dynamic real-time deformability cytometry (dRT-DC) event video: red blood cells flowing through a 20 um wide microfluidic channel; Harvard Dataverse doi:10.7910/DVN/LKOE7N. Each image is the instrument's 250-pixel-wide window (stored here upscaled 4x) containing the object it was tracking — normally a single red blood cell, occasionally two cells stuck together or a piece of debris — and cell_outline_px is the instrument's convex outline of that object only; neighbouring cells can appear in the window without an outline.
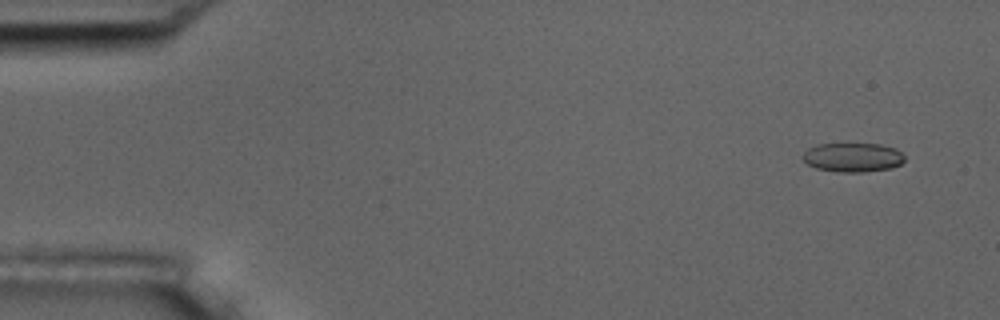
{"species": "common noctule bat (a hibernating species)", "species_latin": "Nyctalus noctula", "temperature_condition": "room temperature", "stored_images_in_passage": 5, "camera_frame_rate_fps": 3000, "um_per_image_px": 0.085, "animal": {"sex": "male", "body_mass_g": 17.5, "forearm_length_mm": 52.3}, "frame": {"image": 1, "passage_image": 1, "time_ms": 0.0, "image_size_px": [1000, 320], "cell_outline_px": [[904, 160], [900, 164], [892, 168], [864, 172], [836, 172], [816, 168], [808, 164], [800, 156], [808, 148], [816, 144], [880, 144], [896, 148], [904, 156]], "centroid_in_image_um": [72.47, 13.38], "position_along_channel_um": 12.5, "area_um2": 17.4}}
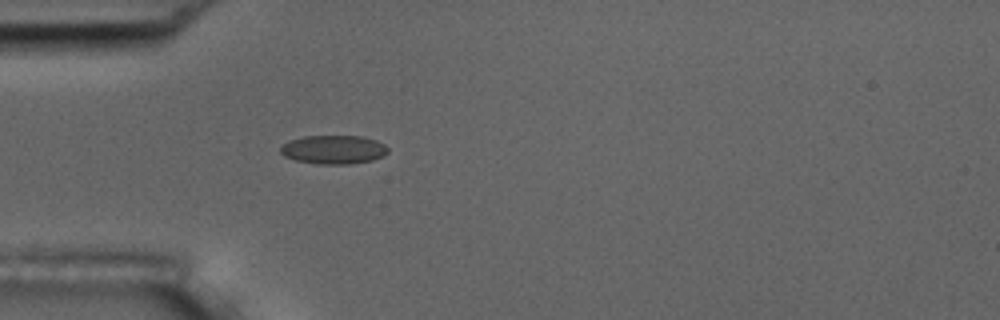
{"frame": {"image": 2, "passage_image": 5, "time_ms": 4.333, "image_size_px": [1000, 320], "cell_outline_px": [[388, 152], [384, 156], [372, 160], [348, 164], [320, 164], [296, 160], [284, 156], [280, 152], [280, 148], [288, 140], [304, 136], [364, 136], [376, 140], [384, 144], [388, 148]], "centroid_in_image_um": [28.37, 12.71], "position_along_channel_um": 56.6, "area_um2": 18.03}}